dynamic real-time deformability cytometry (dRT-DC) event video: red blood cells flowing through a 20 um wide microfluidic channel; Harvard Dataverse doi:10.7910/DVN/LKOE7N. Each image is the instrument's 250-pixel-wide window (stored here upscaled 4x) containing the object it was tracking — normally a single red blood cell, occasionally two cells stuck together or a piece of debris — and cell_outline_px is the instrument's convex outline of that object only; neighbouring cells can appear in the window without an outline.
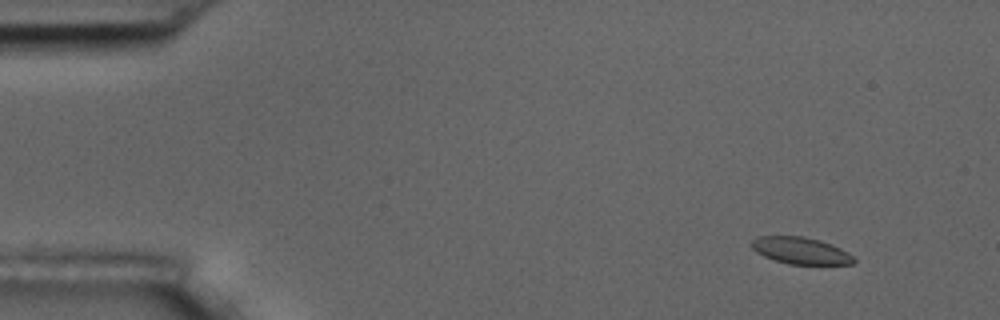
{"species": "common noctule bat (a hibernating species)", "species_latin": "Nyctalus noctula", "temperature_condition": "room temperature", "stored_images_in_passage": 5, "camera_frame_rate_fps": 3000, "um_per_image_px": 0.085, "animal": {"sex": "male", "body_mass_g": 17.5, "forearm_length_mm": 52.3}, "frame": {"image": 1, "passage_image": 2, "time_ms": 1.0, "image_size_px": [1000, 320], "cell_outline_px": [[856, 260], [852, 264], [788, 264], [764, 256], [756, 252], [748, 244], [756, 236], [804, 236], [820, 240], [832, 244], [848, 252]], "centroid_in_image_um": [68.03, 21.29], "position_along_channel_um": 17.0, "area_um2": 16.07}}
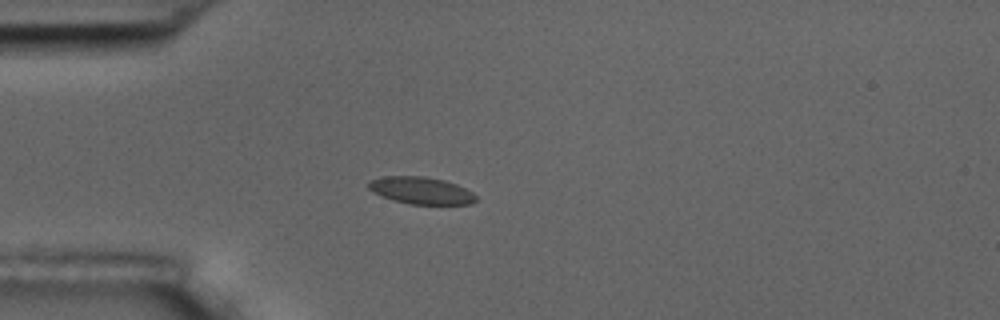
{"frame": {"image": 2, "passage_image": 5, "time_ms": 4.333, "image_size_px": [1000, 320], "cell_outline_px": [[476, 200], [472, 204], [408, 204], [392, 200], [372, 192], [368, 188], [368, 180], [384, 176], [424, 176], [444, 180], [456, 184], [472, 192], [476, 196]], "centroid_in_image_um": [35.76, 16.19], "position_along_channel_um": 49.2, "area_um2": 17.05}}